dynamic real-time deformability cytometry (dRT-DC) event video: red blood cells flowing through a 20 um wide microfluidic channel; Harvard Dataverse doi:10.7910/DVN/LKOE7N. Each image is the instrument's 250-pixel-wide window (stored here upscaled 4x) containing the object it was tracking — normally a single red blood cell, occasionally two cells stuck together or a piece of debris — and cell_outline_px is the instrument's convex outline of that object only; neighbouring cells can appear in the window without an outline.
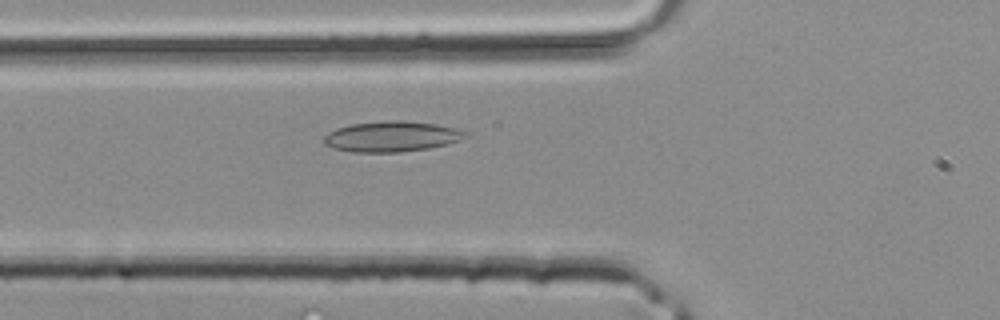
{"species": "common noctule bat (a hibernating species)", "species_latin": "Nyctalus noctula", "temperature_condition": "room temperature", "stored_images_in_passage": 36, "camera_frame_rate_fps": 3000, "um_per_image_px": 0.085, "animal": {"sex": "male", "body_mass_g": 20.4}, "frame": {"image": 1, "passage_image": 11, "time_ms": 3.333, "image_size_px": [1000, 320], "cell_outline_px": [[468, 136], [460, 140], [448, 144], [428, 148], [400, 152], [352, 152], [332, 148], [324, 144], [324, 136], [328, 132], [336, 128], [352, 124], [388, 120], [404, 120], [436, 124], [452, 128], [464, 132]], "centroid_in_image_um": [33.24, 11.6], "position_along_channel_um": 92.6, "area_um2": 25.09}}
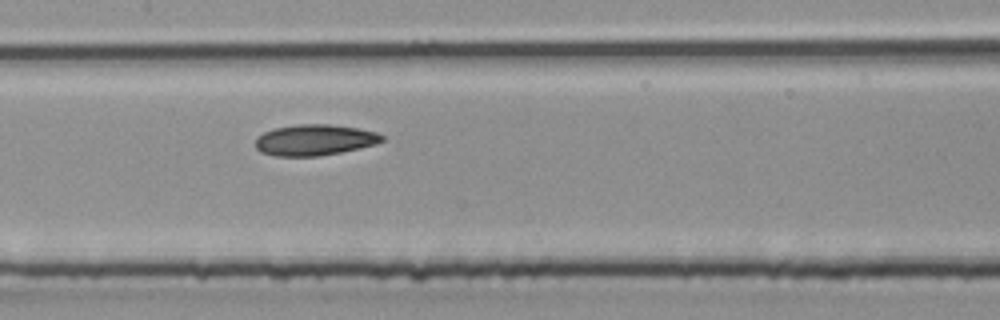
{"frame": {"image": 2, "passage_image": 16, "time_ms": 5.0, "image_size_px": [1000, 320], "cell_outline_px": [[384, 140], [376, 144], [360, 148], [320, 156], [276, 156], [260, 152], [256, 148], [256, 136], [272, 128], [296, 124], [328, 124], [356, 128], [376, 132], [384, 136]], "centroid_in_image_um": [26.71, 11.89], "position_along_channel_um": 180.7, "area_um2": 22.95}}
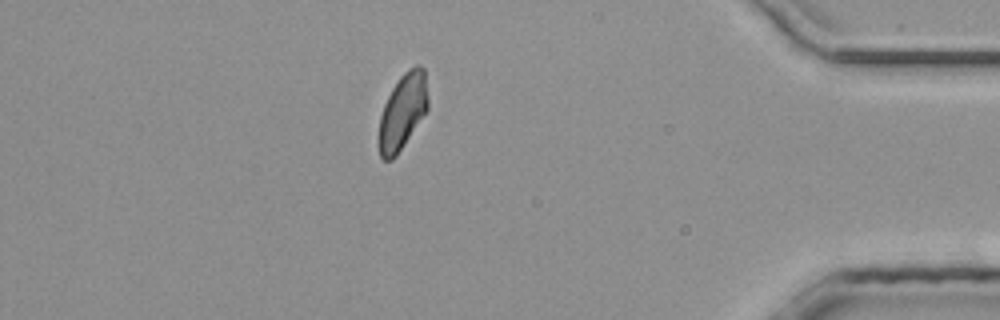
{"frame": {"image": 3, "passage_image": 31, "time_ms": 10.0, "image_size_px": [1000, 320], "cell_outline_px": [[428, 108], [396, 156], [392, 160], [384, 160], [380, 156], [376, 140], [380, 116], [384, 104], [392, 88], [400, 76], [408, 68], [416, 64], [420, 64], [424, 68], [428, 96]], "centroid_in_image_um": [34.19, 9.48], "position_along_channel_um": 401.0, "area_um2": 21.91}}